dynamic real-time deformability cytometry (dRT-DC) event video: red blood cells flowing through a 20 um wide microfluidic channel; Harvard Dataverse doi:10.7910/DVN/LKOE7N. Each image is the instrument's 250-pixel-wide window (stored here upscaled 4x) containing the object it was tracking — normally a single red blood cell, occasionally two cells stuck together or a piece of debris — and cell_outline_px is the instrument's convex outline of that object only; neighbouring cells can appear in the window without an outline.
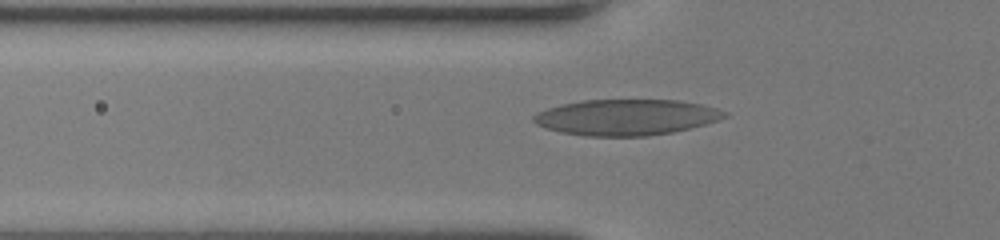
{"species": "human", "species_latin": "Homo sapiens", "temperature_condition": "room temperature", "stored_images_in_passage": 43, "camera_frame_rate_fps": 3000, "um_per_image_px": 0.085, "donor": {"sex": "female"}, "frame": {"image": 1, "passage_image": 14, "time_ms": 4.333, "image_size_px": [1000, 240], "cell_outline_px": [[728, 116], [720, 120], [672, 132], [648, 136], [584, 136], [560, 132], [536, 124], [532, 120], [532, 116], [548, 108], [564, 104], [584, 100], [676, 100], [700, 104], [716, 108], [728, 112]], "centroid_in_image_um": [53.25, 9.97], "position_along_channel_um": 72.5, "area_um2": 39.71}}
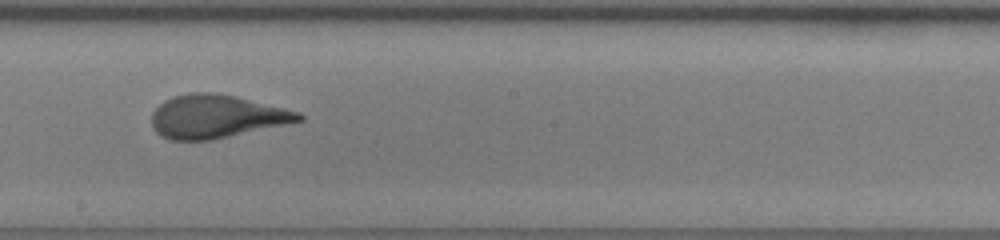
{"frame": {"image": 2, "passage_image": 25, "time_ms": 8.0, "image_size_px": [1000, 240], "cell_outline_px": [[304, 120], [212, 140], [172, 140], [160, 136], [152, 128], [152, 112], [164, 100], [172, 96], [192, 92], [216, 92], [236, 96], [300, 112], [304, 116]], "centroid_in_image_um": [18.36, 9.9], "position_along_channel_um": 229.8, "area_um2": 37.11}}
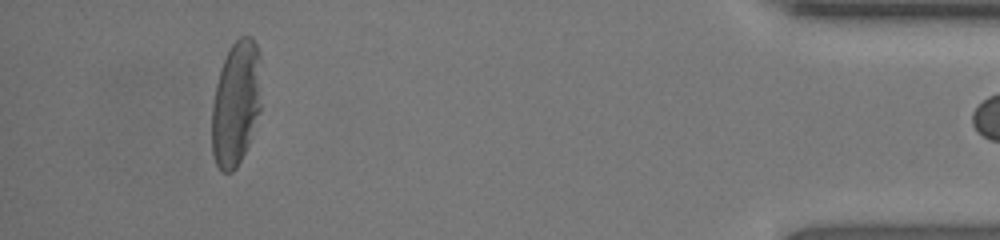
{"frame": {"image": 3, "passage_image": 42, "time_ms": 13.667, "image_size_px": [1000, 240], "cell_outline_px": [[260, 112], [248, 144], [236, 168], [232, 172], [220, 172], [216, 164], [212, 152], [212, 104], [216, 84], [220, 68], [232, 44], [240, 36], [252, 36], [256, 44], [260, 56]], "centroid_in_image_um": [20.05, 8.79], "position_along_channel_um": 415.1, "area_um2": 36.07}}